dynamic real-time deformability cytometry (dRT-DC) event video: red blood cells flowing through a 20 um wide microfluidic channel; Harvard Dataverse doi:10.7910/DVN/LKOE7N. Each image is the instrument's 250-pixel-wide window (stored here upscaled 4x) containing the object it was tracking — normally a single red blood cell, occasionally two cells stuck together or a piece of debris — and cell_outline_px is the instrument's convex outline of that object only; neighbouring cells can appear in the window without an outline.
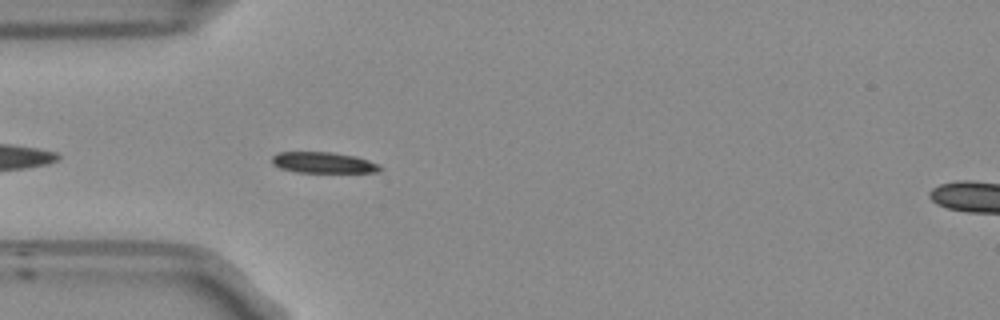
{"species": "Egyptian fruit bat (a non-hibernating species)", "species_latin": "Rousettus aegyptiacus", "temperature_condition": "room temperature", "stored_images_in_passage": 42, "camera_frame_rate_fps": 3000, "um_per_image_px": 0.085, "frame": {"image": 1, "passage_image": 4, "time_ms": 1.0, "image_size_px": [1000, 320], "cell_outline_px": [[384, 168], [376, 172], [296, 172], [280, 168], [272, 164], [272, 156], [280, 152], [332, 152], [356, 156], [368, 160]], "centroid_in_image_um": [27.46, 13.82], "position_along_channel_um": 57.5, "area_um2": 13.12}}
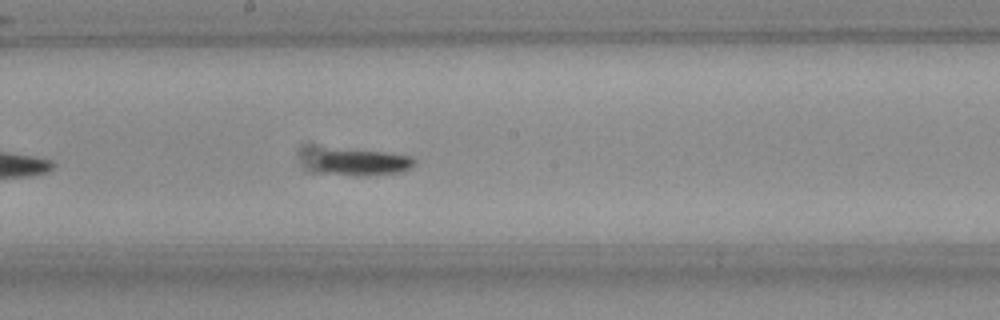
{"frame": {"image": 2, "passage_image": 17, "time_ms": 5.333, "image_size_px": [1000, 320], "cell_outline_px": [[416, 160], [412, 168], [400, 172], [364, 176], [360, 176], [324, 172], [316, 168], [316, 164], [320, 152], [384, 152], [412, 156]], "centroid_in_image_um": [30.92, 13.86], "position_along_channel_um": 217.3, "area_um2": 14.33}}
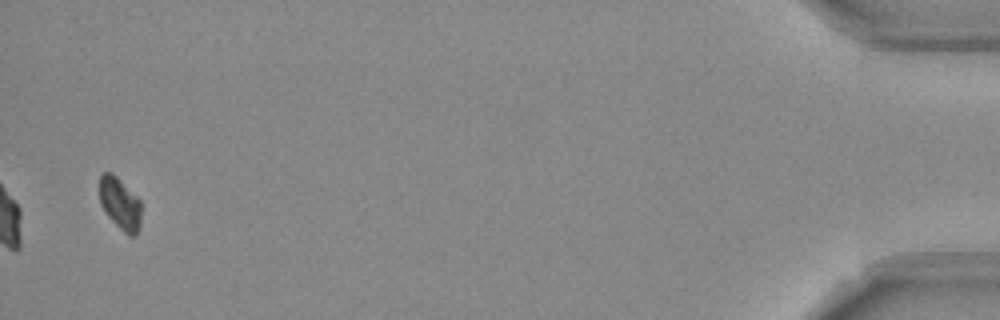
{"frame": {"image": 3, "passage_image": 41, "time_ms": 13.333, "image_size_px": [1000, 320], "cell_outline_px": [[140, 228], [136, 236], [128, 236], [104, 212], [100, 204], [100, 176], [104, 172], [112, 172], [140, 200]], "centroid_in_image_um": [10.2, 17.33], "position_along_channel_um": 425.0, "area_um2": 12.6}, "authors_computed_cell_mechanics": {"area_um2": 13.6697, "velocity_mm_per_s": 3.754, "shape_relaxation_time_tau1_ms": 2.2588, "shape_relaxation_time_tau2_ms": null, "deformation_change_tau1": 0.096, "deformation_change_tau2": null}}